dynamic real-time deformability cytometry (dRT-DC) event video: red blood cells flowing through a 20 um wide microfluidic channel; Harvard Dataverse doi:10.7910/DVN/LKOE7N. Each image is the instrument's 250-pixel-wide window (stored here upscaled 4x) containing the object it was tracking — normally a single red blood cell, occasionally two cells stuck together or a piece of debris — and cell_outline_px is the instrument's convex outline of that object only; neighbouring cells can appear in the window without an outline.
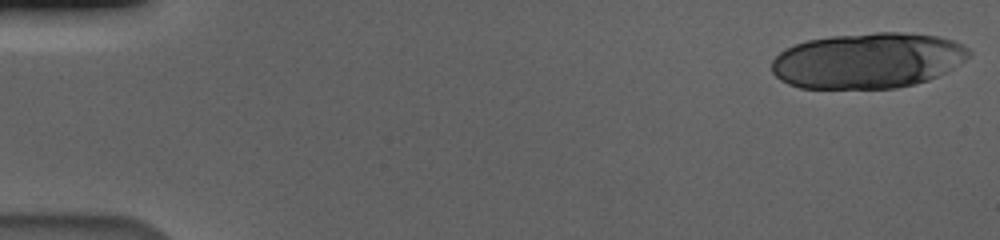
{"species": "human", "species_latin": "Homo sapiens", "temperature_condition": "cold", "stored_images_in_passage": 20, "camera_frame_rate_fps": 3000, "um_per_image_px": 0.085, "donor": {"sex": "male"}, "frame": {"image": 1, "passage_image": 1, "time_ms": 0.0, "image_size_px": [1000, 240], "cell_outline_px": [[972, 56], [952, 68], [928, 80], [896, 88], [800, 88], [788, 84], [780, 80], [772, 72], [772, 60], [784, 48], [808, 40], [832, 36], [876, 32], [900, 32], [940, 36], [964, 44], [972, 52]], "centroid_in_image_um": [73.77, 5.14], "position_along_channel_um": 11.2, "area_um2": 64.04}}